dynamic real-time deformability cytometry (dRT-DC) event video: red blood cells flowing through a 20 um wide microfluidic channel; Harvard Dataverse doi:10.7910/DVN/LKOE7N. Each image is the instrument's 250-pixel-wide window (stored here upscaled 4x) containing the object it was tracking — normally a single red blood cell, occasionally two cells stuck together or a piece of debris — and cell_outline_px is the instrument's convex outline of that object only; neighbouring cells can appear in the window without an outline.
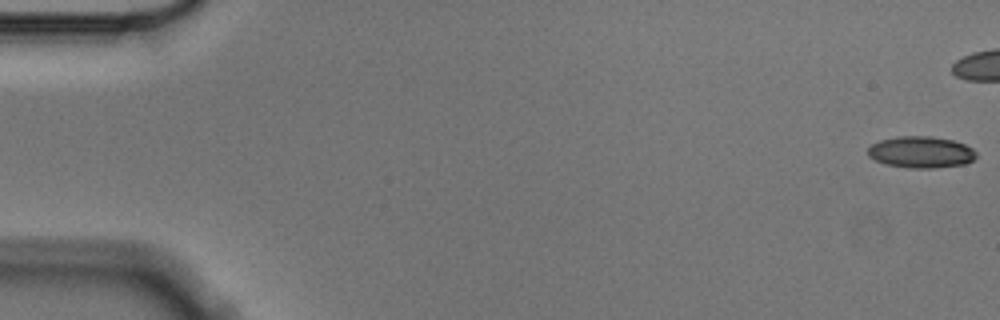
{"species": "Egyptian fruit bat (a non-hibernating species)", "species_latin": "Rousettus aegyptiacus", "temperature_condition": "cold", "stored_images_in_passage": 42, "camera_frame_rate_fps": 3000, "um_per_image_px": 0.085, "animal": {"sex": "male"}, "frame": {"image": 1, "passage_image": 1, "time_ms": 0.0, "image_size_px": [1000, 320], "cell_outline_px": [[976, 156], [972, 160], [964, 164], [932, 168], [908, 168], [888, 164], [876, 160], [868, 156], [868, 148], [872, 144], [880, 140], [896, 136], [932, 136], [952, 140], [964, 144], [972, 148], [976, 152]], "centroid_in_image_um": [78.28, 12.92], "position_along_channel_um": 6.7, "area_um2": 19.83}}
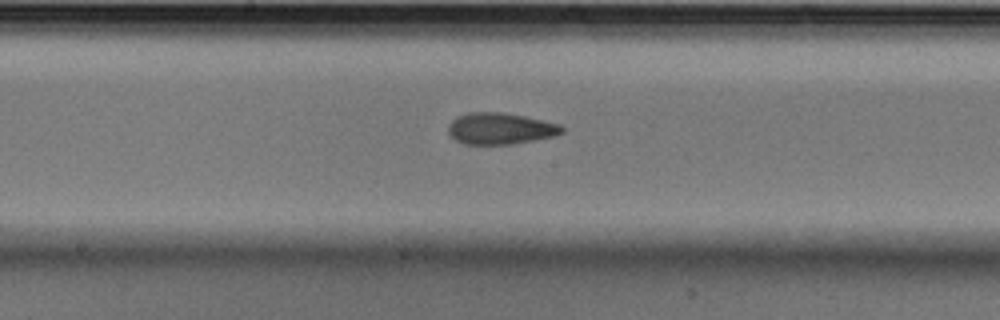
{"frame": {"image": 2, "passage_image": 30, "time_ms": 9.667, "image_size_px": [1000, 320], "cell_outline_px": [[564, 132], [556, 136], [512, 144], [464, 144], [456, 140], [448, 132], [448, 124], [456, 116], [468, 112], [504, 112], [524, 116], [560, 124], [564, 128]], "centroid_in_image_um": [42.53, 10.92], "position_along_channel_um": 205.7, "area_um2": 20.98}}
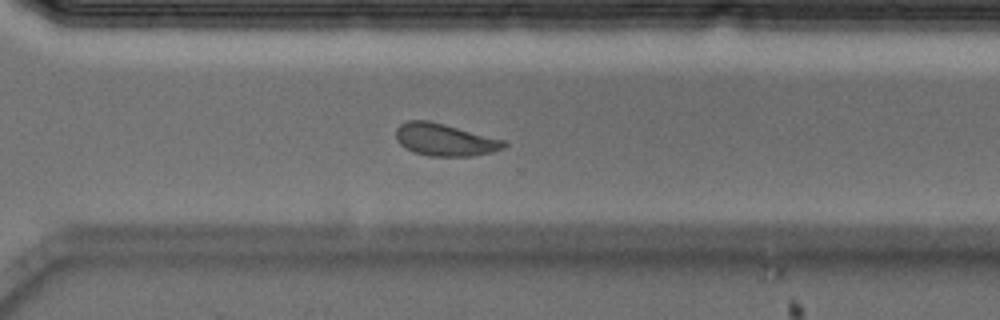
{"frame": {"image": 3, "passage_image": 42, "time_ms": 13.667, "image_size_px": [1000, 320], "cell_outline_px": [[508, 144], [504, 148], [492, 152], [472, 156], [428, 156], [412, 152], [404, 148], [396, 140], [396, 128], [400, 124], [408, 120], [428, 120], [444, 124], [504, 140]], "centroid_in_image_um": [37.77, 11.88], "position_along_channel_um": 332.8, "area_um2": 20.4}}